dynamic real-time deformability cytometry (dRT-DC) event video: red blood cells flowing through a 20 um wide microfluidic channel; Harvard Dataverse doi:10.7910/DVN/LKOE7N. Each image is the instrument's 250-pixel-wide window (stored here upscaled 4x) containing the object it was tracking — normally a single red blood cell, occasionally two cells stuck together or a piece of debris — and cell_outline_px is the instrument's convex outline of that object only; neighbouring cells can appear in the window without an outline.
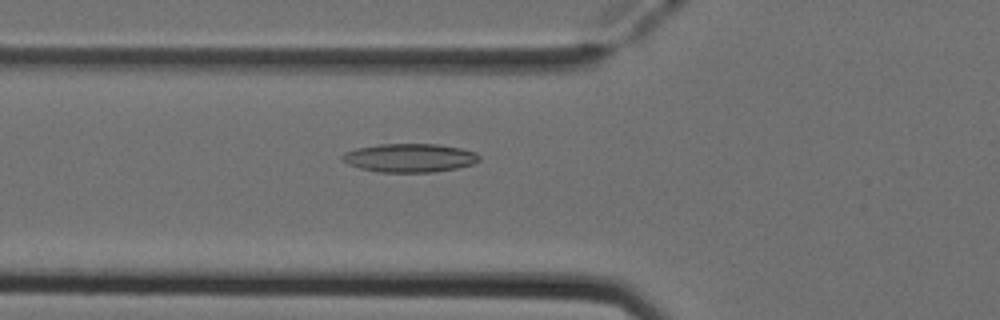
{"species": "Egyptian fruit bat (a non-hibernating species)", "species_latin": "Rousettus aegyptiacus", "temperature_condition": "cold", "stored_images_in_passage": 44, "camera_frame_rate_fps": 3000, "um_per_image_px": 0.085, "animal": {"sex": "female"}, "frame": {"image": 1, "passage_image": 11, "time_ms": 3.333, "image_size_px": [1000, 320], "cell_outline_px": [[480, 160], [472, 164], [456, 168], [436, 172], [380, 172], [360, 168], [348, 164], [340, 156], [344, 152], [356, 148], [380, 144], [436, 144], [460, 148], [476, 152], [480, 156]], "centroid_in_image_um": [34.82, 13.42], "position_along_channel_um": 91.0, "area_um2": 22.77}}
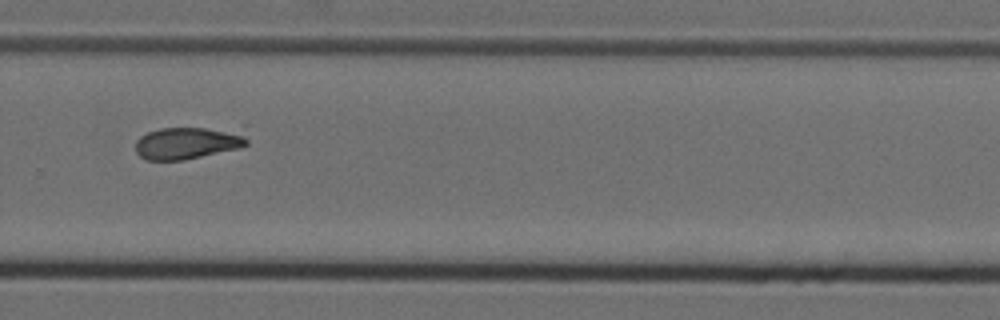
{"frame": {"image": 2, "passage_image": 28, "time_ms": 9.0, "image_size_px": [1000, 320], "cell_outline_px": [[248, 144], [240, 148], [184, 160], [144, 160], [136, 152], [136, 140], [140, 136], [148, 132], [160, 128], [244, 124], [248, 124]], "centroid_in_image_um": [16.22, 12.05], "position_along_channel_um": 313.6, "area_um2": 22.95}}
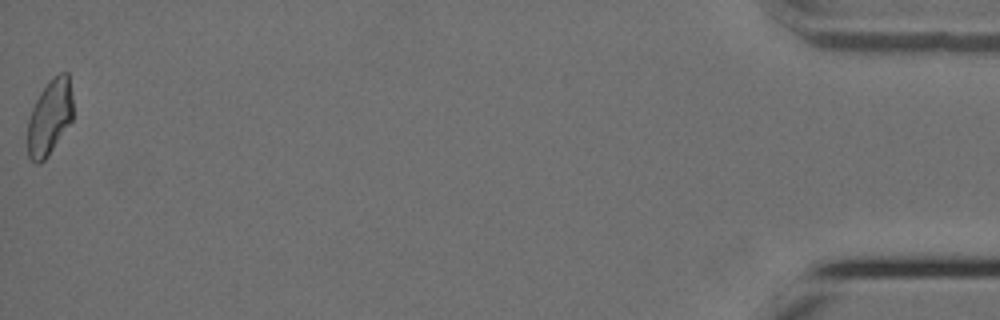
{"frame": {"image": 3, "passage_image": 44, "time_ms": 14.333, "image_size_px": [1000, 320], "cell_outline_px": [[72, 120], [48, 156], [40, 164], [36, 164], [28, 156], [28, 120], [32, 108], [40, 92], [48, 80], [60, 72], [68, 72], [72, 96]], "centroid_in_image_um": [4.22, 9.95], "position_along_channel_um": 431.0, "area_um2": 19.94}, "authors_computed_cell_mechanics": {"area_um2": 20.7213, "velocity_mm_per_s": 3.9351, "shape_relaxation_time_tau1_ms": 7.9453, "shape_relaxation_time_tau2_ms": null, "deformation_change_tau1": 0.1693, "deformation_change_tau2": null}}